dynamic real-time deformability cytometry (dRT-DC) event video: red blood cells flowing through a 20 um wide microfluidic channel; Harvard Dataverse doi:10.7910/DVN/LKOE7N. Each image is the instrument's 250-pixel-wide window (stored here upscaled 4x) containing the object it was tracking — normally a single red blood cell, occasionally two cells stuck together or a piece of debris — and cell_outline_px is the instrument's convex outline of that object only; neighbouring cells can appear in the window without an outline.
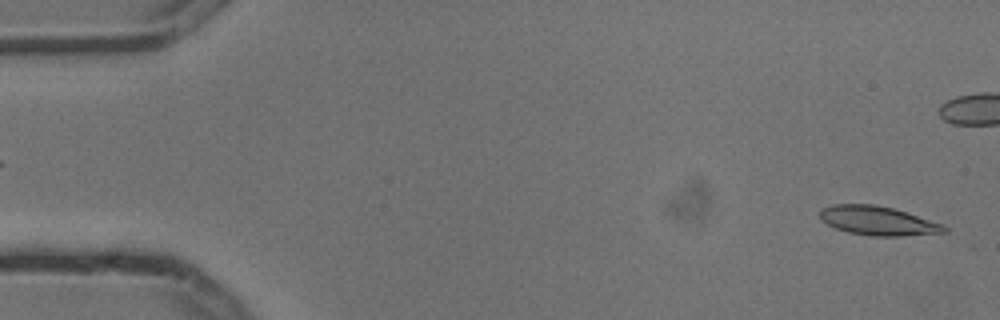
{"species": "common noctule bat (a hibernating species)", "species_latin": "Nyctalus noctula", "temperature_condition": "cold", "stored_images_in_passage": 5, "segment_of_instrument_passage": [2, 2], "camera_frame_rate_fps": 3000, "um_per_image_px": 0.085, "animal": {"sex": "male", "body_mass_g": 13.3}, "frame": {"image": 1, "passage_image": 5, "time_ms": 1.333, "image_size_px": [1000, 320], "cell_outline_px": [[948, 232], [904, 236], [868, 236], [848, 232], [836, 228], [820, 220], [820, 208], [836, 204], [872, 204], [892, 208], [908, 212], [944, 224], [948, 228]], "centroid_in_image_um": [74.65, 18.77], "position_along_channel_um": 10.3, "area_um2": 21.27}}